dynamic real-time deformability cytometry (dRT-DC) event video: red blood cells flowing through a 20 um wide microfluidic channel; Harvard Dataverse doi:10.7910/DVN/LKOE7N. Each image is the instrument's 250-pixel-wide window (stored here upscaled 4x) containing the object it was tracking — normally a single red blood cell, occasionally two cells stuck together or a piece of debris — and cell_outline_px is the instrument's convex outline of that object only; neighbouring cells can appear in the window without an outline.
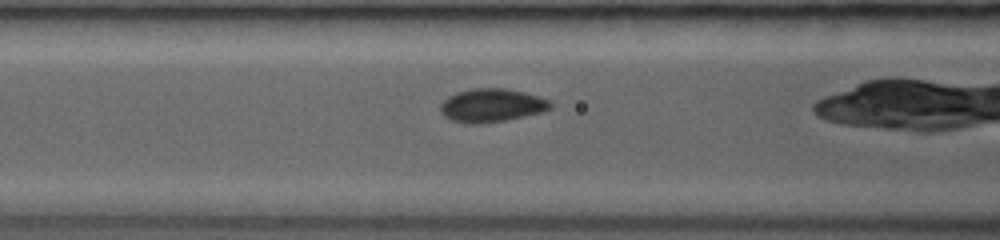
{"species": "common noctule bat (a hibernating species)", "species_latin": "Nyctalus noctula", "temperature_condition": "room temperature", "stored_images_in_passage": 26, "camera_frame_rate_fps": 3000, "um_per_image_px": 0.085, "animal": {"sex": "female", "body_mass_g": 19.0, "forearm_length_mm": 53.3}, "frame": {"image": 1, "passage_image": 20, "time_ms": 4.0, "image_size_px": [1000, 240], "cell_outline_px": [[552, 108], [540, 112], [524, 116], [504, 120], [480, 124], [468, 124], [452, 120], [444, 116], [440, 112], [440, 104], [448, 96], [456, 92], [472, 88], [508, 88], [524, 92], [548, 100], [552, 104]], "centroid_in_image_um": [41.75, 8.95], "position_along_channel_um": 124.9, "area_um2": 21.39}}